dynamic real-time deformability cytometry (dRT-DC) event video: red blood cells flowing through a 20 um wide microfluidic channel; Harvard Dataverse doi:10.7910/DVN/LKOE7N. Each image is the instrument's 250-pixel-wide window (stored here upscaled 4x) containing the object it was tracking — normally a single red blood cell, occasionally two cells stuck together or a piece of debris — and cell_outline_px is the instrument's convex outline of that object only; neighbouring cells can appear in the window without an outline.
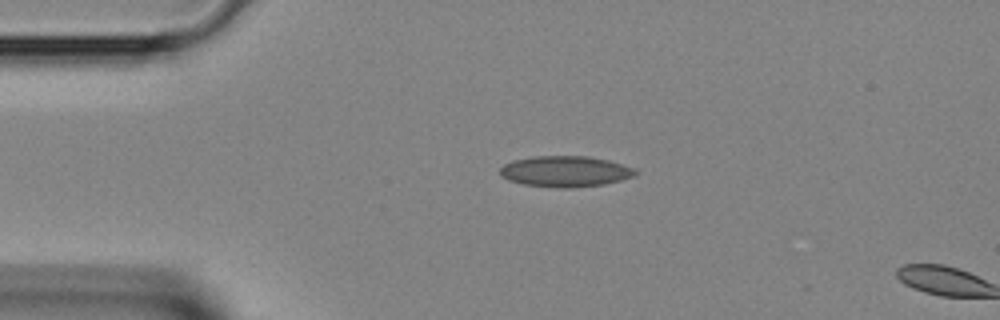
{"species": "Egyptian fruit bat (a non-hibernating species)", "species_latin": "Rousettus aegyptiacus", "temperature_condition": "room temperature", "stored_images_in_passage": 2, "camera_frame_rate_fps": 3000, "um_per_image_px": 0.085, "animal": {"sex": "female"}, "frame": {"image": 1, "passage_image": 1, "time_ms": 0.0, "image_size_px": [1000, 320], "cell_outline_px": [[640, 172], [632, 176], [620, 180], [604, 184], [572, 188], [556, 188], [524, 184], [508, 180], [500, 176], [500, 168], [504, 164], [512, 160], [532, 156], [588, 156], [608, 160], [636, 168]], "centroid_in_image_um": [48.04, 14.57], "position_along_channel_um": 37.0, "area_um2": 24.57}}